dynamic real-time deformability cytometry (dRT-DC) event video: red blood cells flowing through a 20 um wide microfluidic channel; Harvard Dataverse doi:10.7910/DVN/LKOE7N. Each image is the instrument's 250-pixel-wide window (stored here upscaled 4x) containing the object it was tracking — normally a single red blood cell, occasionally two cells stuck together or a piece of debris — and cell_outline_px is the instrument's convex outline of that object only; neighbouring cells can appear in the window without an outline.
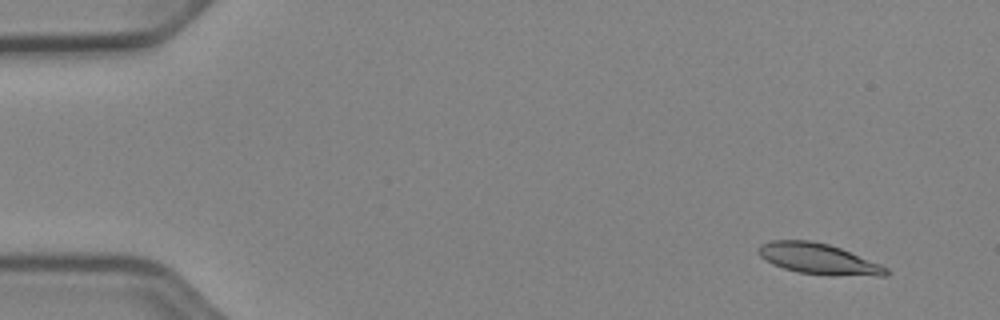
{"species": "Egyptian fruit bat (a non-hibernating species)", "species_latin": "Rousettus aegyptiacus", "temperature_condition": "cold", "stored_images_in_passage": 52, "camera_frame_rate_fps": 3000, "um_per_image_px": 0.085, "animal": {"sex": "female"}, "frame": {"image": 1, "passage_image": 4, "time_ms": 1.0, "image_size_px": [1000, 320], "cell_outline_px": [[892, 272], [888, 276], [832, 276], [796, 272], [772, 264], [764, 260], [756, 252], [756, 248], [760, 244], [772, 240], [812, 240], [828, 244], [840, 248], [880, 264], [888, 268]], "centroid_in_image_um": [69.57, 22.02], "position_along_channel_um": 15.4, "area_um2": 23.35}}
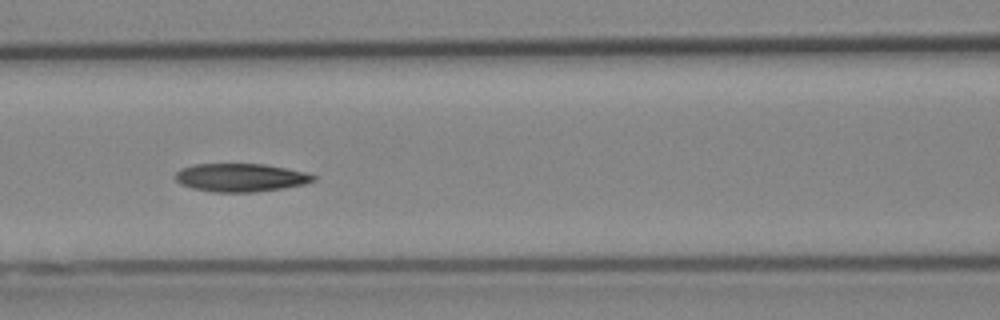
{"frame": {"image": 2, "passage_image": 23, "time_ms": 7.333, "image_size_px": [1000, 320], "cell_outline_px": [[316, 180], [304, 184], [284, 188], [256, 192], [212, 192], [192, 188], [180, 184], [176, 180], [176, 172], [180, 168], [196, 164], [264, 164], [304, 172], [316, 176]], "centroid_in_image_um": [20.43, 15.1], "position_along_channel_um": 146.2, "area_um2": 22.66}}
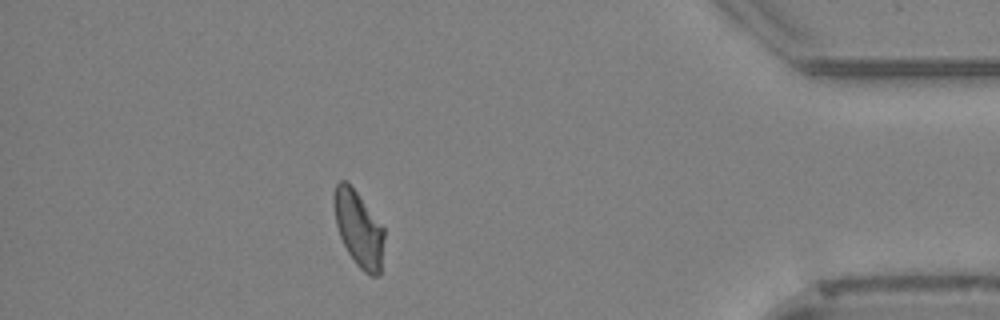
{"frame": {"image": 3, "passage_image": 46, "time_ms": 15.0, "image_size_px": [1000, 320], "cell_outline_px": [[384, 236], [380, 276], [372, 276], [364, 272], [356, 264], [348, 252], [340, 236], [336, 224], [332, 204], [332, 196], [336, 184], [340, 180], [344, 180], [356, 192], [384, 228]], "centroid_in_image_um": [30.46, 19.46], "position_along_channel_um": 404.7, "area_um2": 21.96}, "authors_computed_cell_mechanics": {"area_um2": 22.7154, "velocity_mm_per_s": 3.9298, "shape_relaxation_time_tau1_ms": 8.5283, "shape_relaxation_time_tau2_ms": 3.3176, "deformation_change_tau1": 0.186, "deformation_change_tau2": 0.0822}}